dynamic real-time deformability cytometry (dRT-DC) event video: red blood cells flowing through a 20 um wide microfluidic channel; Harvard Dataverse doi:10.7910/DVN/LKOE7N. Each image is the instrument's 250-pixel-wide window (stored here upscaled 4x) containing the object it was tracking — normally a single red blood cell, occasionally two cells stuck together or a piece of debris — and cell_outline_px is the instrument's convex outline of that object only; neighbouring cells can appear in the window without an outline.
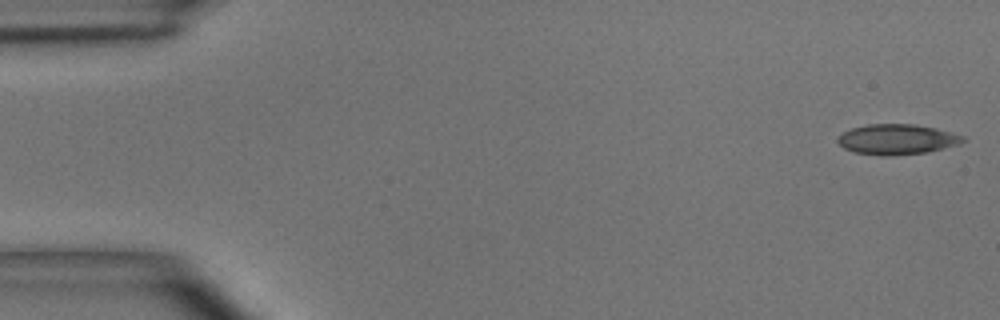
{"species": "common noctule bat (a hibernating species)", "species_latin": "Nyctalus noctula", "temperature_condition": "room temperature", "stored_images_in_passage": 48, "camera_frame_rate_fps": 3000, "um_per_image_px": 0.085, "animal": {"sex": "male", "body_mass_g": 15.6}, "frame": {"image": 1, "passage_image": 1, "time_ms": 0.0, "image_size_px": [1000, 320], "cell_outline_px": [[968, 140], [960, 144], [928, 152], [892, 156], [888, 156], [852, 152], [844, 148], [836, 140], [844, 132], [852, 128], [868, 124], [912, 124], [936, 128], [964, 136]], "centroid_in_image_um": [76.28, 11.85], "position_along_channel_um": 8.7, "area_um2": 22.14}}
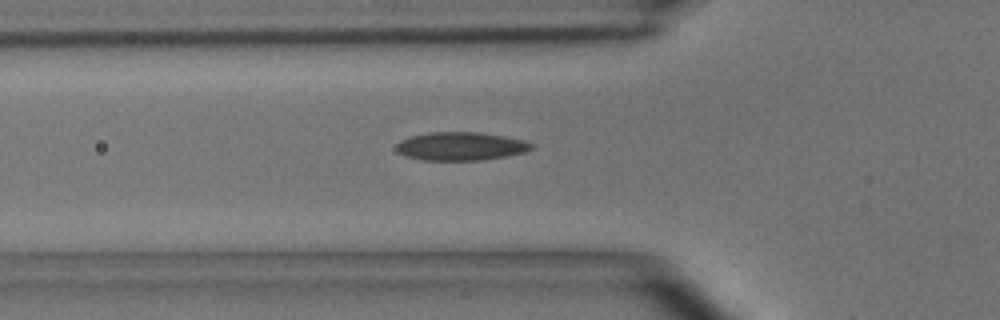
{"frame": {"image": 2, "passage_image": 16, "time_ms": 5.0, "image_size_px": [1000, 320], "cell_outline_px": [[536, 144], [532, 148], [524, 152], [508, 156], [484, 160], [424, 160], [404, 156], [396, 148], [396, 144], [400, 140], [412, 136], [428, 132], [480, 132], [504, 136], [524, 140]], "centroid_in_image_um": [39.19, 12.43], "position_along_channel_um": 86.6, "area_um2": 22.43}}
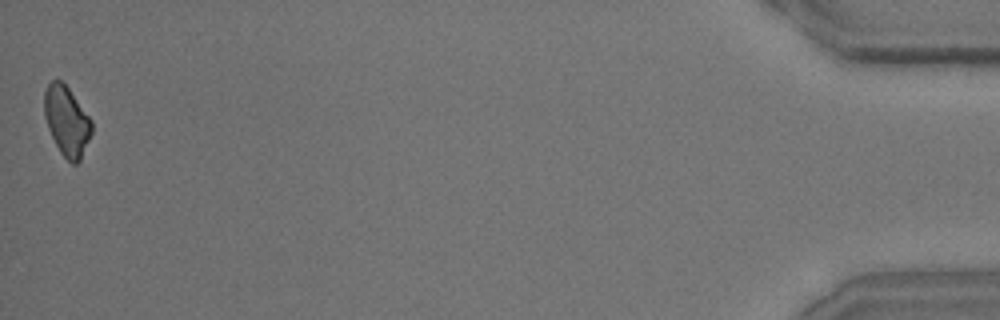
{"frame": {"image": 3, "passage_image": 48, "time_ms": 15.667, "image_size_px": [1000, 320], "cell_outline_px": [[92, 132], [80, 160], [76, 164], [72, 164], [60, 152], [48, 128], [44, 116], [44, 92], [48, 84], [52, 80], [60, 80], [68, 88], [92, 120]], "centroid_in_image_um": [5.67, 10.29], "position_along_channel_um": 429.5, "area_um2": 19.02}, "authors_computed_cell_mechanics": {"area_um2": 21.5594, "velocity_mm_per_s": 4.0805, "shape_relaxation_time_tau1_ms": 8.721, "shape_relaxation_time_tau2_ms": 5.1936, "deformation_change_tau1": 0.1741, "deformation_change_tau2": 0.1302}}